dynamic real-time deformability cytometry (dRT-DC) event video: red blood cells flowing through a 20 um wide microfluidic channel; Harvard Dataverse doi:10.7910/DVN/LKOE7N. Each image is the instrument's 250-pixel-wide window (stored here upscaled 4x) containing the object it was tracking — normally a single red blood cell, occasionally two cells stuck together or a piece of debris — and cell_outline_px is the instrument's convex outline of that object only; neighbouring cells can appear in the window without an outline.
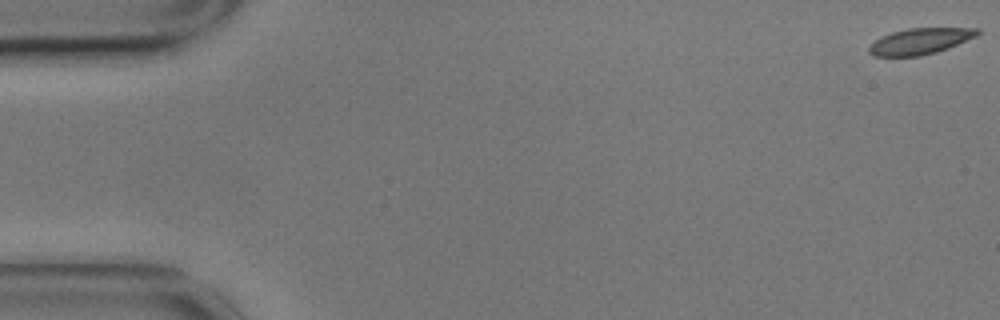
{"species": "common noctule bat (a hibernating species)", "species_latin": "Nyctalus noctula", "temperature_condition": "cold", "stored_images_in_passage": 58, "camera_frame_rate_fps": 3000, "um_per_image_px": 0.085, "animal": {"sex": "male", "body_mass_g": 17.9}, "frame": {"image": 1, "passage_image": 1, "time_ms": 0.0, "image_size_px": [1000, 320], "cell_outline_px": [[980, 32], [976, 36], [948, 48], [936, 52], [920, 56], [872, 56], [868, 52], [868, 48], [876, 40], [892, 32], [908, 28], [980, 28]], "centroid_in_image_um": [78.21, 3.5], "position_along_channel_um": 6.8, "area_um2": 16.3}}
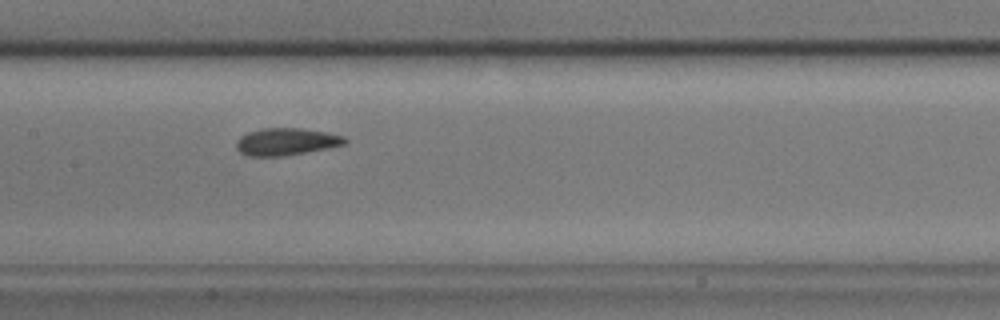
{"frame": {"image": 2, "passage_image": 28, "time_ms": 9.0, "image_size_px": [1000, 320], "cell_outline_px": [[348, 140], [344, 144], [328, 148], [284, 156], [248, 156], [240, 152], [236, 148], [236, 140], [240, 136], [248, 132], [260, 128], [300, 128], [328, 132], [344, 136]], "centroid_in_image_um": [24.31, 12.04], "position_along_channel_um": 183.1, "area_um2": 17.34}}
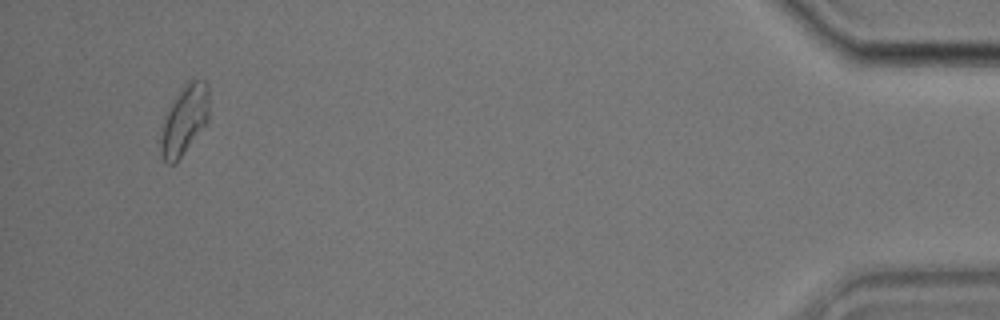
{"frame": {"image": 3, "passage_image": 55, "time_ms": 18.0, "image_size_px": [1000, 320], "cell_outline_px": [[208, 120], [176, 164], [168, 164], [160, 156], [160, 140], [164, 116], [188, 80], [192, 76], [204, 80], [208, 84]], "centroid_in_image_um": [15.67, 10.2], "position_along_channel_um": 419.5, "area_um2": 19.48}, "authors_computed_cell_mechanics": {"area_um2": 17.5712, "velocity_mm_per_s": 3.4842, "shape_relaxation_time_tau1_ms": 4.6656, "shape_relaxation_time_tau2_ms": 0.9512, "deformation_change_tau1": 0.1183, "deformation_change_tau2": 0.0477}}